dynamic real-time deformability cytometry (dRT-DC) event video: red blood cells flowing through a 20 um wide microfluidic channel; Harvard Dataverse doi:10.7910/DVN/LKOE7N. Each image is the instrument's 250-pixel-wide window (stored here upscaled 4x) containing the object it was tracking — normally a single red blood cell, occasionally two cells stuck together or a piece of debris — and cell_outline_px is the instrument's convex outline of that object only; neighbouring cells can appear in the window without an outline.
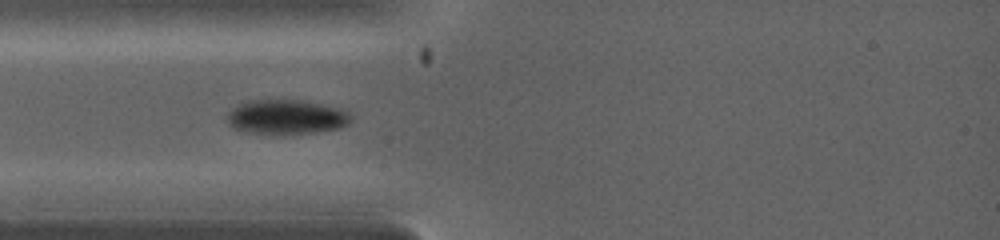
{"species": "common noctule bat (a hibernating species)", "species_latin": "Nyctalus noctula", "temperature_condition": "warm", "stored_images_in_passage": 7, "camera_frame_rate_fps": 5000, "um_per_image_px": 0.085, "animal": {"sex": "female", "body_mass_g": 19.0, "forearm_length_mm": 53.3}, "frame": {"image": 1, "passage_image": 1, "time_ms": 0.0, "image_size_px": [1000, 240], "cell_outline_px": [[352, 120], [348, 124], [340, 128], [316, 132], [248, 132], [232, 128], [228, 124], [228, 112], [232, 108], [248, 100], [300, 100], [320, 104], [336, 108], [348, 112], [352, 116]], "centroid_in_image_um": [24.34, 9.92], "position_along_channel_um": 60.7, "area_um2": 24.28}}
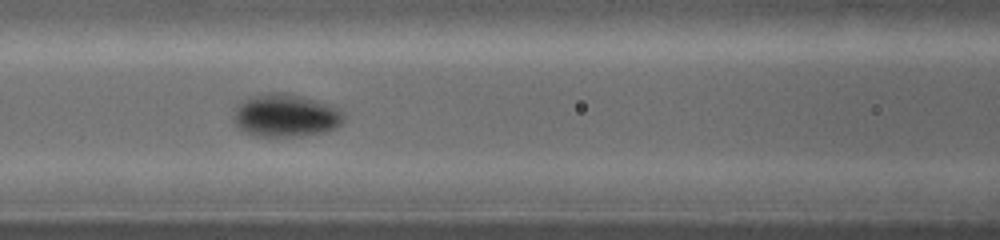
{"frame": {"image": 2, "passage_image": 5, "time_ms": 1.4, "image_size_px": [1000, 240], "cell_outline_px": [[344, 124], [328, 132], [300, 136], [256, 136], [244, 132], [236, 128], [232, 120], [232, 116], [236, 108], [244, 100], [252, 96], [272, 92], [280, 92], [300, 96], [332, 104], [344, 112]], "centroid_in_image_um": [24.31, 9.84], "position_along_channel_um": 142.3, "area_um2": 27.98}}
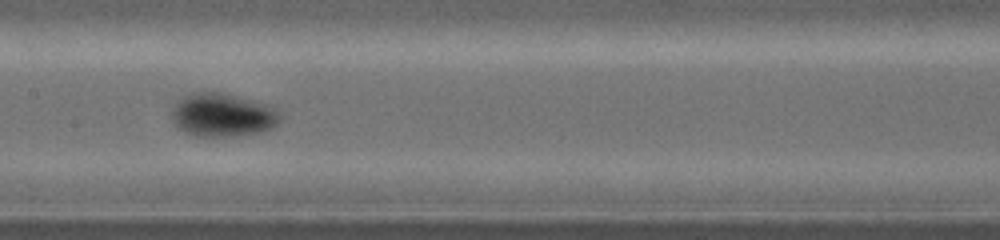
{"frame": {"image": 3, "passage_image": 7, "time_ms": 2.2, "image_size_px": [1000, 240], "cell_outline_px": [[280, 120], [272, 128], [264, 132], [236, 136], [196, 136], [184, 132], [172, 120], [172, 112], [176, 104], [184, 96], [192, 92], [224, 92], [268, 104], [280, 112]], "centroid_in_image_um": [18.96, 9.77], "position_along_channel_um": 188.4, "area_um2": 27.51}}